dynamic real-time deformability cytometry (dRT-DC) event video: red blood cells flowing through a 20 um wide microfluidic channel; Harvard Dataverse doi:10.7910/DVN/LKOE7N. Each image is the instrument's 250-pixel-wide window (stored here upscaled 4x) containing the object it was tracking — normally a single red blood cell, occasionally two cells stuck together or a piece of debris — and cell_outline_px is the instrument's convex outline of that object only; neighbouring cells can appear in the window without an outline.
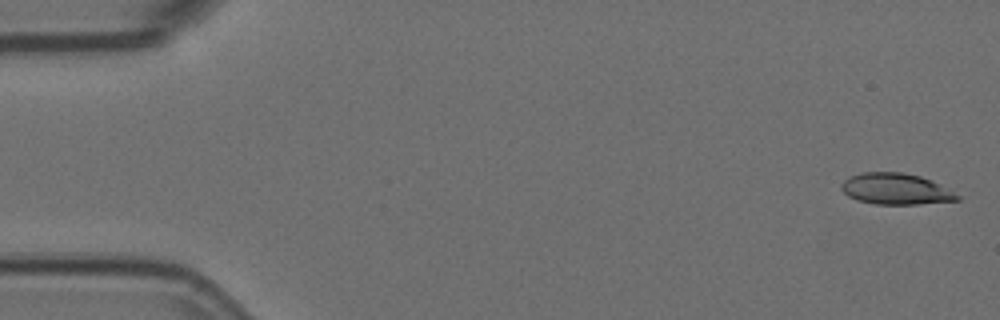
{"species": "Egyptian fruit bat (a non-hibernating species)", "species_latin": "Rousettus aegyptiacus", "temperature_condition": "room temperature", "stored_images_in_passage": 5, "camera_frame_rate_fps": 3000, "um_per_image_px": 0.085, "animal": {"sex": "female"}, "frame": {"image": 1, "passage_image": 1, "time_ms": 0.0, "image_size_px": [1000, 320], "cell_outline_px": [[960, 200], [916, 204], [876, 204], [856, 200], [848, 196], [840, 188], [840, 184], [848, 176], [864, 172], [904, 172], [920, 176], [960, 196]], "centroid_in_image_um": [76.05, 16.06], "position_along_channel_um": 8.9, "area_um2": 20.81}}
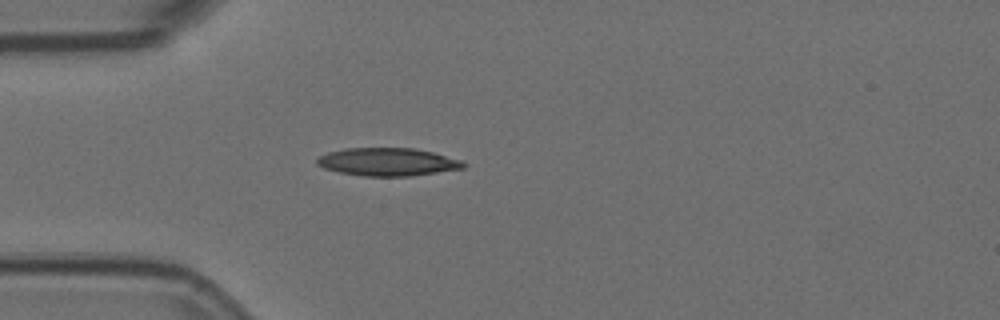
{"frame": {"image": 2, "passage_image": 5, "time_ms": 1.333, "image_size_px": [1000, 320], "cell_outline_px": [[468, 164], [464, 168], [412, 176], [364, 176], [340, 172], [324, 168], [316, 164], [316, 160], [320, 156], [328, 152], [344, 148], [416, 148], [432, 152], [460, 160]], "centroid_in_image_um": [32.95, 13.76], "position_along_channel_um": 52.0, "area_um2": 23.81}}